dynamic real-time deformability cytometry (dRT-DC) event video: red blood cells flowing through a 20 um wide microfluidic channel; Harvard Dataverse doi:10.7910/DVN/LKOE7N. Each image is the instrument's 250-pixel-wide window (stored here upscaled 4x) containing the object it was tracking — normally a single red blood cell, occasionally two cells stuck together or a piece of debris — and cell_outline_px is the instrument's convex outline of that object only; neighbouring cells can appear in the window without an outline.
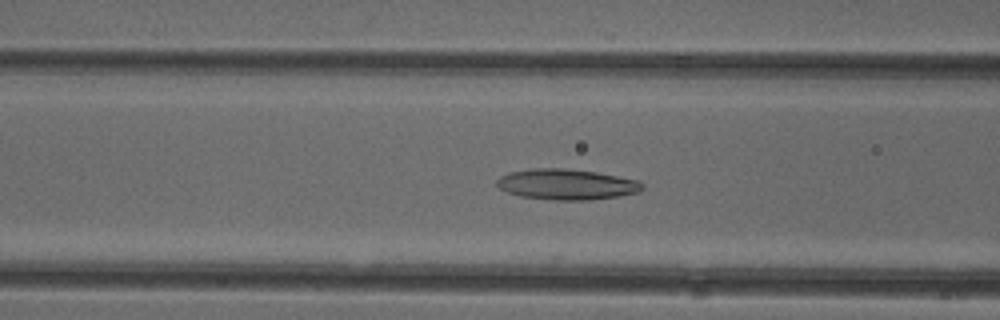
{"species": "common noctule bat (a hibernating species)", "species_latin": "Nyctalus noctula", "temperature_condition": "cold", "stored_images_in_passage": 51, "camera_frame_rate_fps": 3000, "um_per_image_px": 0.085, "animal": {"sex": "female"}, "frame": {"image": 1, "passage_image": 20, "time_ms": 6.333, "image_size_px": [1000, 320], "cell_outline_px": [[644, 188], [640, 192], [620, 196], [588, 200], [556, 200], [520, 196], [508, 192], [500, 188], [496, 184], [496, 180], [500, 176], [508, 172], [536, 168], [564, 168], [596, 172], [640, 180], [644, 184]], "centroid_in_image_um": [48.2, 15.67], "position_along_channel_um": 118.4, "area_um2": 26.13}}
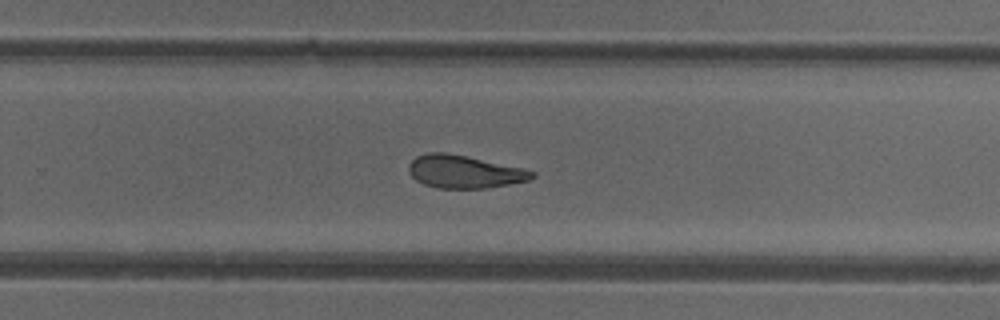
{"frame": {"image": 2, "passage_image": 33, "time_ms": 10.667, "image_size_px": [1000, 320], "cell_outline_px": [[536, 176], [528, 180], [488, 188], [436, 188], [424, 184], [416, 180], [408, 172], [408, 164], [416, 156], [428, 152], [444, 152], [524, 168], [536, 172]], "centroid_in_image_um": [39.44, 14.6], "position_along_channel_um": 290.4, "area_um2": 23.52}}
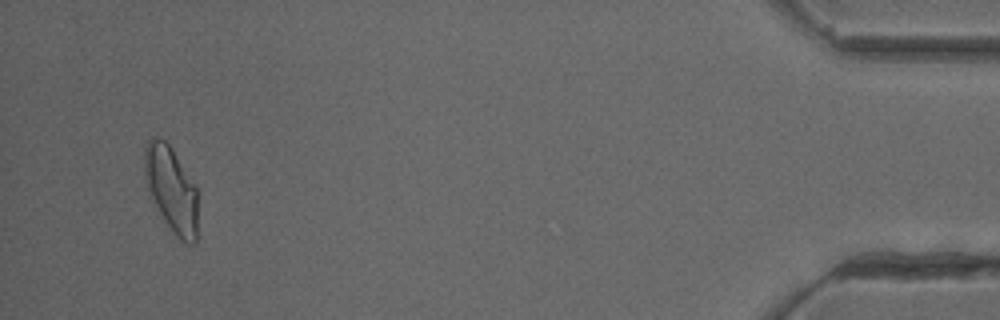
{"frame": {"image": 3, "passage_image": 49, "time_ms": 16.0, "image_size_px": [1000, 320], "cell_outline_px": [[196, 240], [192, 244], [188, 244], [180, 240], [176, 236], [156, 208], [148, 192], [144, 176], [144, 148], [148, 140], [160, 136], [168, 144], [196, 184]], "centroid_in_image_um": [14.53, 16.07], "position_along_channel_um": 420.7, "area_um2": 26.47}, "authors_computed_cell_mechanics": {"area_um2": 25.6632, "velocity_mm_per_s": 3.971, "shape_relaxation_time_tau1_ms": null, "shape_relaxation_time_tau2_ms": 3.4468, "deformation_change_tau1": null, "deformation_change_tau2": 0.1221}}